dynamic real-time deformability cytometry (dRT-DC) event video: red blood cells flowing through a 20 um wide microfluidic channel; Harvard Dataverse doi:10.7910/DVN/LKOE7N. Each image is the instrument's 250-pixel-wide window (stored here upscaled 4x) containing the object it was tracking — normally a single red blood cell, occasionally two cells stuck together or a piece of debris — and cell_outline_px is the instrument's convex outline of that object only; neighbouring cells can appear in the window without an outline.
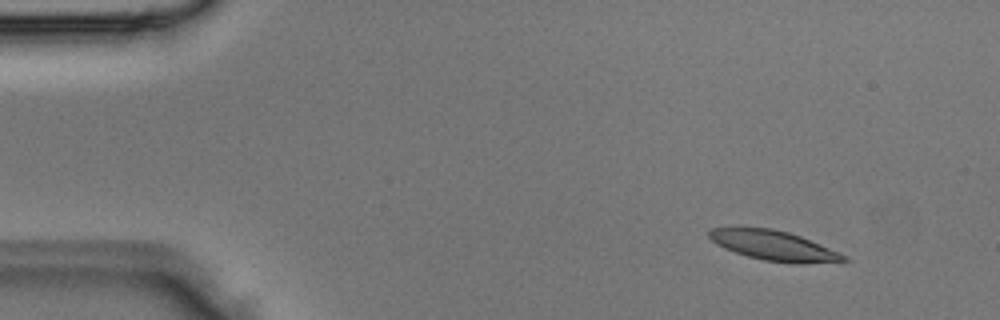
{"species": "Egyptian fruit bat (a non-hibernating species)", "species_latin": "Rousettus aegyptiacus", "temperature_condition": "room temperature", "stored_images_in_passage": 3, "camera_frame_rate_fps": 3000, "um_per_image_px": 0.085, "animal": {"sex": "male"}, "frame": {"image": 1, "passage_image": 1, "time_ms": 0.0, "image_size_px": [1000, 320], "cell_outline_px": [[852, 260], [796, 264], [792, 264], [764, 260], [748, 256], [724, 248], [716, 244], [708, 236], [708, 232], [712, 228], [772, 228], [788, 232], [800, 236], [840, 252], [848, 256]], "centroid_in_image_um": [65.81, 20.89], "position_along_channel_um": 19.2, "area_um2": 23.24}}
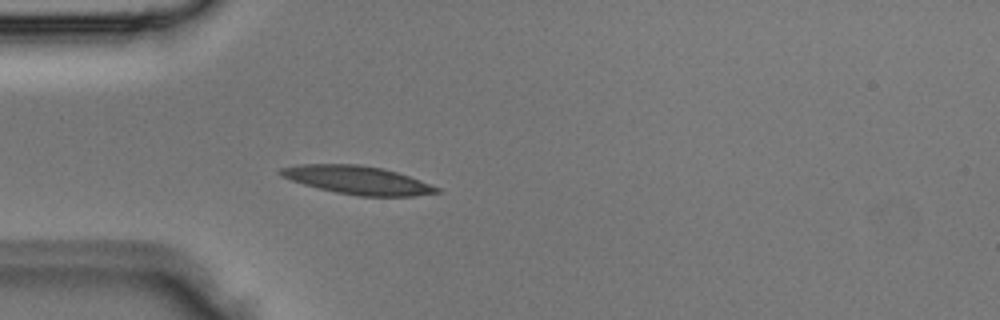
{"frame": {"image": 2, "passage_image": 3, "time_ms": 0.667, "image_size_px": [1000, 320], "cell_outline_px": [[440, 192], [412, 196], [360, 196], [336, 192], [304, 184], [280, 176], [276, 172], [280, 168], [300, 164], [360, 164], [384, 168], [408, 176], [440, 188]], "centroid_in_image_um": [30.36, 15.29], "position_along_channel_um": 54.6, "area_um2": 25.55}}